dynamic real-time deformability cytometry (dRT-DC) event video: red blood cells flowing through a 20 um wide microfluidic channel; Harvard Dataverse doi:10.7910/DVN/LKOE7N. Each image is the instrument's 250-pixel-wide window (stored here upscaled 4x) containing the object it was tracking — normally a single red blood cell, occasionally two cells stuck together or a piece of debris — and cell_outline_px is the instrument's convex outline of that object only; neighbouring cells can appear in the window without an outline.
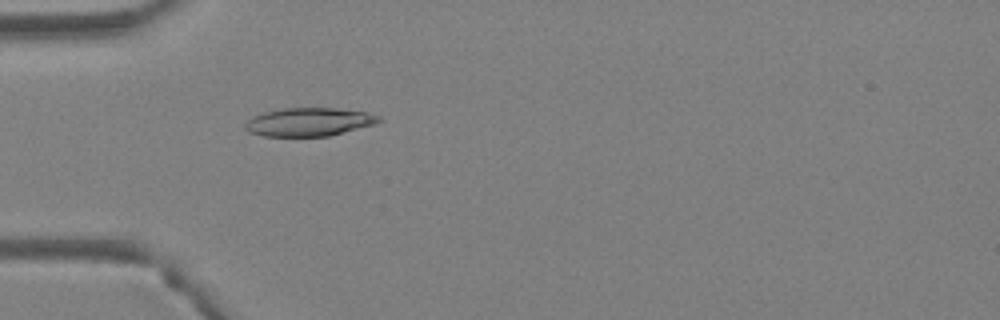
{"species": "Egyptian fruit bat (a non-hibernating species)", "species_latin": "Rousettus aegyptiacus", "temperature_condition": "warm", "stored_images_in_passage": 1, "camera_frame_rate_fps": 3000, "um_per_image_px": 0.085, "animal": {"sex": "female"}, "frame": {"image": 1, "passage_image": 1, "time_ms": 0.0, "image_size_px": [1000, 320], "cell_outline_px": [[380, 120], [372, 124], [328, 136], [264, 136], [248, 132], [244, 128], [244, 124], [252, 116], [264, 112], [280, 108], [336, 108], [368, 112], [380, 116]], "centroid_in_image_um": [26.2, 10.35], "position_along_channel_um": 58.8, "area_um2": 21.96}}